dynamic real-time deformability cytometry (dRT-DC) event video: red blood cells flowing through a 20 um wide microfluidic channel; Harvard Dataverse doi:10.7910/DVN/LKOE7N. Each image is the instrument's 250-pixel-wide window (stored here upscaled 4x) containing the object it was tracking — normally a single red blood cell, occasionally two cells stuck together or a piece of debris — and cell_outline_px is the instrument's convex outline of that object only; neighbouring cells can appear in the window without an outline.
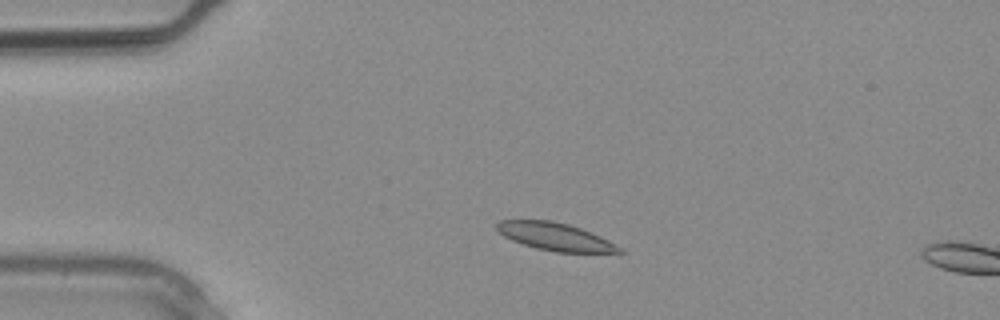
{"species": "common noctule bat (a hibernating species)", "species_latin": "Nyctalus noctula", "temperature_condition": "warm", "stored_images_in_passage": 2, "camera_frame_rate_fps": 3000, "um_per_image_px": 0.085, "animal": {"sex": "male", "body_mass_g": 20.4}, "frame": {"image": 1, "passage_image": 1, "time_ms": 0.0, "image_size_px": [1000, 320], "cell_outline_px": [[624, 252], [556, 252], [536, 248], [512, 240], [504, 236], [496, 228], [496, 224], [500, 220], [552, 220], [568, 224], [580, 228], [600, 236], [624, 248]], "centroid_in_image_um": [47.2, 20.11], "position_along_channel_um": 37.8, "area_um2": 19.59}}